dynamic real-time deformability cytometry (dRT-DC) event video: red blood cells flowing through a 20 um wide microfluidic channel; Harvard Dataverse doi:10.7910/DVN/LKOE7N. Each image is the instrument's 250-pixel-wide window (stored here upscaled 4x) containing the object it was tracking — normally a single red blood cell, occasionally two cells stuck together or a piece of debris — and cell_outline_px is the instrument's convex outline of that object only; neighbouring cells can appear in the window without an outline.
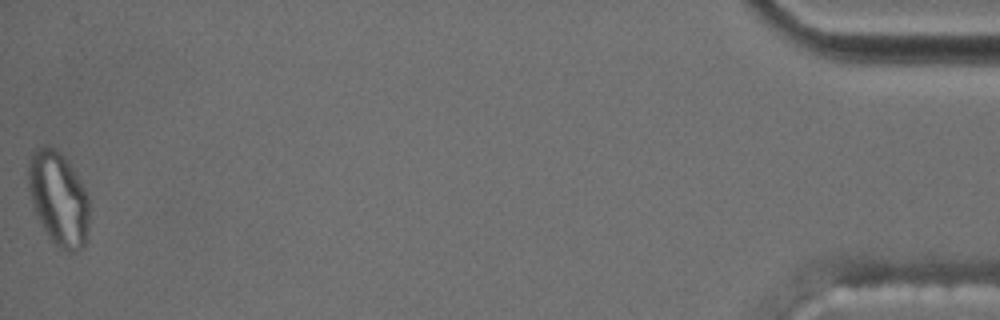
{"species": "common noctule bat (a hibernating species)", "species_latin": "Nyctalus noctula", "temperature_condition": "cold", "stored_images_in_passage": 42, "segment_of_instrument_passage": [2, 2], "camera_frame_rate_fps": 3000, "um_per_image_px": 0.085, "animal": {"sex": "male", "body_mass_g": 17.5, "forearm_length_mm": 52.3}, "frame": {"image": 1, "passage_image": 42, "time_ms": 13.667, "image_size_px": [1000, 320], "cell_outline_px": [[88, 236], [84, 248], [76, 252], [68, 252], [60, 248], [48, 236], [32, 204], [28, 188], [28, 168], [32, 152], [36, 148], [44, 144], [48, 144], [56, 148], [68, 164], [76, 176], [88, 196]], "centroid_in_image_um": [4.97, 16.9], "position_along_channel_um": 430.2, "area_um2": 33.06}}